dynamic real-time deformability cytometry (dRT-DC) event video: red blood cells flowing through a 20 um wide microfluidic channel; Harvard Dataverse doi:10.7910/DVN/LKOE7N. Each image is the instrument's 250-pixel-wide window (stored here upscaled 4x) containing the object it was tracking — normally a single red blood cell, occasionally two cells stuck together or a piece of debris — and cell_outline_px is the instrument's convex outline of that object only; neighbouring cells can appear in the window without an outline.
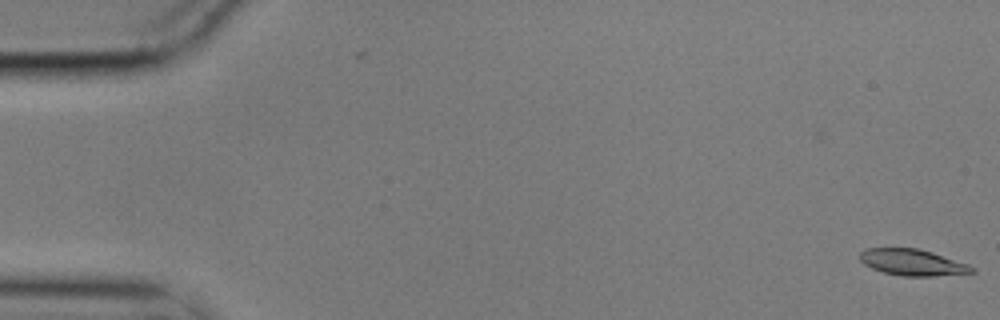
{"species": "common noctule bat (a hibernating species)", "species_latin": "Nyctalus noctula", "temperature_condition": "cold", "stored_images_in_passage": 47, "camera_frame_rate_fps": 3000, "um_per_image_px": 0.085, "animal": {"sex": "male", "body_mass_g": 17.9}, "frame": {"image": 1, "passage_image": 1, "time_ms": 0.0, "image_size_px": [1000, 320], "cell_outline_px": [[976, 272], [932, 276], [900, 276], [884, 272], [872, 268], [864, 264], [860, 260], [860, 252], [868, 248], [920, 248], [968, 264], [976, 268]], "centroid_in_image_um": [77.57, 22.3], "position_along_channel_um": 7.4, "area_um2": 17.17}}
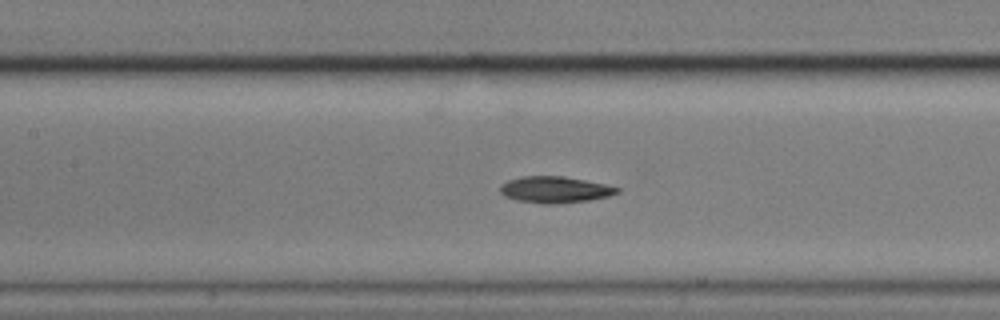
{"frame": {"image": 2, "passage_image": 26, "time_ms": 8.333, "image_size_px": [1000, 320], "cell_outline_px": [[620, 192], [608, 196], [588, 200], [560, 204], [544, 204], [516, 200], [504, 196], [500, 192], [500, 184], [508, 180], [524, 176], [564, 176], [604, 184], [620, 188]], "centroid_in_image_um": [47.14, 16.12], "position_along_channel_um": 160.3, "area_um2": 18.03}}
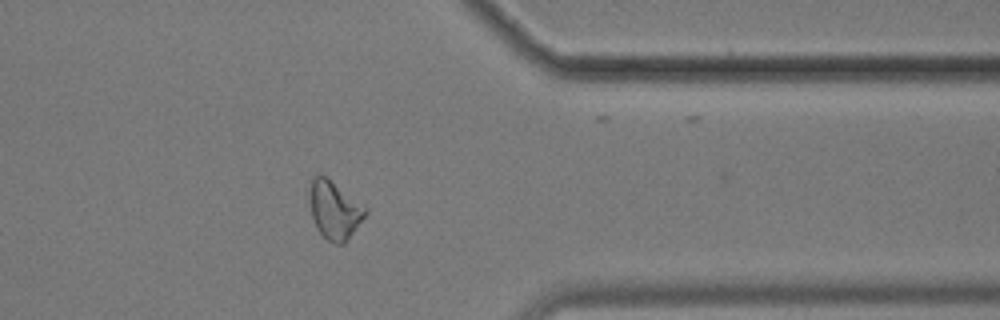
{"frame": {"image": 3, "passage_image": 46, "time_ms": 15.0, "image_size_px": [1000, 320], "cell_outline_px": [[368, 212], [344, 244], [336, 244], [328, 240], [316, 228], [312, 216], [308, 200], [308, 196], [312, 176], [324, 176], [364, 204], [368, 208]], "centroid_in_image_um": [28.42, 17.85], "position_along_channel_um": 383.0, "area_um2": 18.84}}